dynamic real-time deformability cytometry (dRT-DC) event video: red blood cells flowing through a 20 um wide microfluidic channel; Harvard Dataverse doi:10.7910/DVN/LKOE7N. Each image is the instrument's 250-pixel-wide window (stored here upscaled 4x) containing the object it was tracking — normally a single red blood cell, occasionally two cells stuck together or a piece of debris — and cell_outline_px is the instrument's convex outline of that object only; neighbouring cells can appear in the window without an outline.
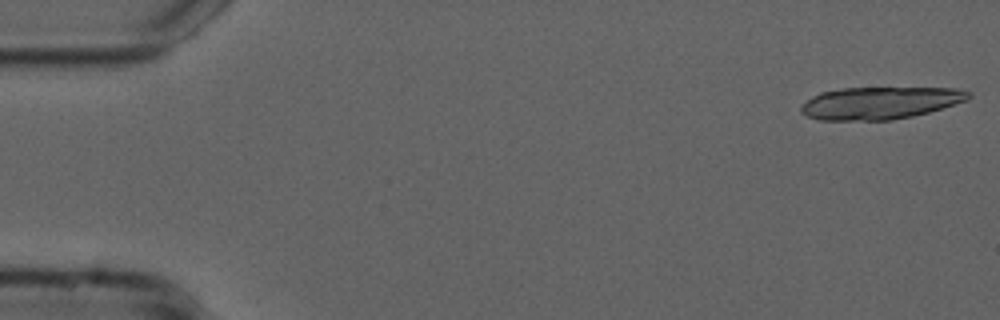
{"species": "common noctule bat (a hibernating species)", "species_latin": "Nyctalus noctula", "temperature_condition": "cold", "stored_images_in_passage": 17, "camera_frame_rate_fps": 3000, "um_per_image_px": 0.085, "animal": {"sex": "male", "forearm_length_mm": 52.5}, "frame": {"image": 1, "passage_image": 1, "time_ms": 0.0, "image_size_px": [1000, 320], "cell_outline_px": [[972, 96], [968, 100], [928, 112], [912, 116], [892, 120], [820, 120], [808, 116], [800, 112], [800, 108], [812, 96], [820, 92], [844, 88], [956, 88], [972, 92]], "centroid_in_image_um": [74.82, 8.75], "position_along_channel_um": 10.2, "area_um2": 31.44}}